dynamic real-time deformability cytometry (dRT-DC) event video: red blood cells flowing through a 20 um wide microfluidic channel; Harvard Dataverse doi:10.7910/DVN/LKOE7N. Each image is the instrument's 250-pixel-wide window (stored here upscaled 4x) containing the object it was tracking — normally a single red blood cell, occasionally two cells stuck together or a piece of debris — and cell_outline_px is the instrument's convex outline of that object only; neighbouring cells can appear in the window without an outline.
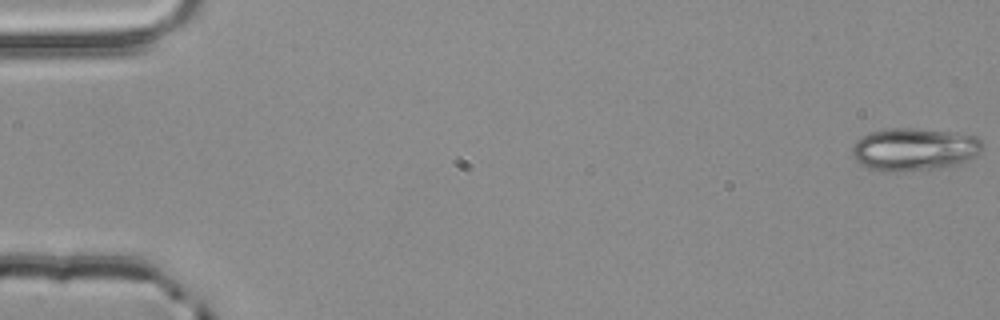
{"species": "common noctule bat (a hibernating species)", "species_latin": "Nyctalus noctula", "temperature_condition": "room temperature", "stored_images_in_passage": 4, "camera_frame_rate_fps": 3000, "um_per_image_px": 0.085, "animal": {"sex": "male", "body_mass_g": 20.4}, "frame": {"image": 1, "passage_image": 1, "time_ms": 0.0, "image_size_px": [1000, 320], "cell_outline_px": [[984, 148], [976, 156], [968, 160], [956, 164], [940, 168], [884, 172], [868, 168], [860, 164], [852, 156], [852, 144], [856, 140], [872, 132], [888, 128], [916, 128], [952, 132], [976, 136], [984, 144]], "centroid_in_image_um": [77.71, 12.69], "position_along_channel_um": 7.3, "area_um2": 32.54}}